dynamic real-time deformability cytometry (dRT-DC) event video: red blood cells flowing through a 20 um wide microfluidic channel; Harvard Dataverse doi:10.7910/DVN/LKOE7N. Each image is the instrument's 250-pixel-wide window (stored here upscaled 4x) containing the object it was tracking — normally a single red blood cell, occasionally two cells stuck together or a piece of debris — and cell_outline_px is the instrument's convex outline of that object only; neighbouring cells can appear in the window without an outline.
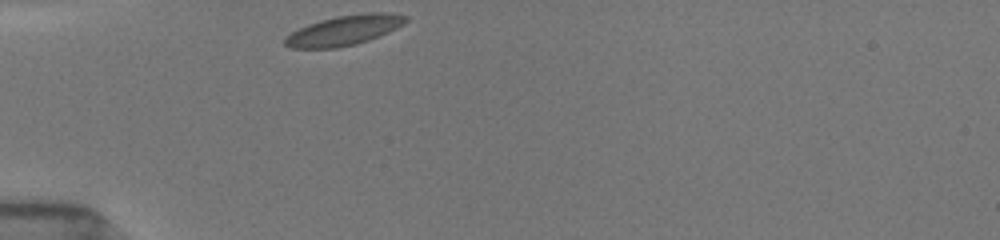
{"species": "common noctule bat (a hibernating species)", "species_latin": "Nyctalus noctula", "temperature_condition": "room temperature", "stored_images_in_passage": 30, "camera_frame_rate_fps": 3000, "um_per_image_px": 0.085, "animal": {"sex": "female", "body_mass_g": 19.5, "forearm_length_mm": 54.1}, "frame": {"image": 1, "passage_image": 1, "time_ms": 0.0, "image_size_px": [1000, 240], "cell_outline_px": [[408, 20], [404, 24], [380, 36], [356, 44], [336, 48], [292, 48], [284, 44], [284, 40], [292, 32], [308, 24], [320, 20], [336, 16], [364, 12], [388, 12], [408, 16]], "centroid_in_image_um": [29.3, 2.56], "position_along_channel_um": 55.7, "area_um2": 21.1}}
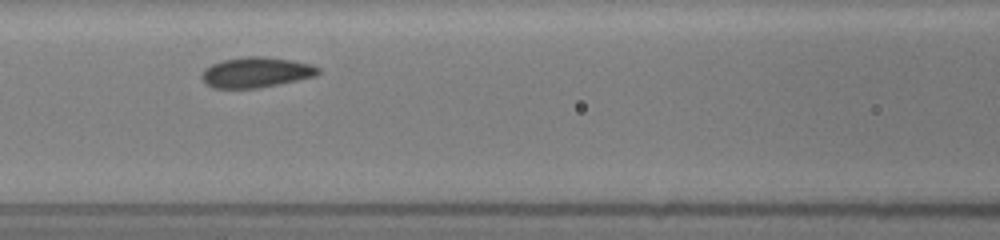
{"frame": {"image": 2, "passage_image": 9, "time_ms": 2.667, "image_size_px": [1000, 240], "cell_outline_px": [[320, 72], [316, 76], [280, 84], [260, 88], [212, 88], [204, 84], [200, 76], [204, 68], [220, 60], [240, 56], [264, 56], [292, 60], [312, 64], [320, 68]], "centroid_in_image_um": [21.74, 6.14], "position_along_channel_um": 144.9, "area_um2": 21.1}}
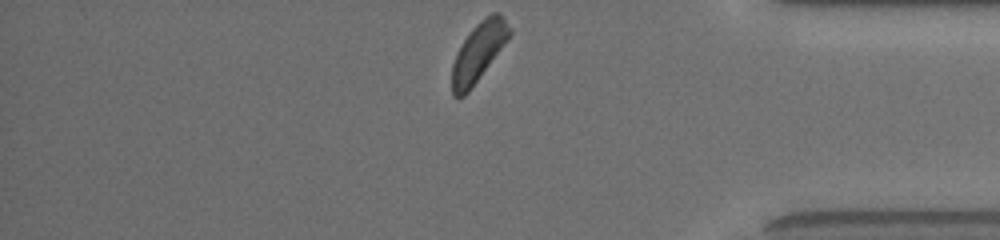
{"frame": {"image": 3, "passage_image": 30, "time_ms": 9.667, "image_size_px": [1000, 240], "cell_outline_px": [[512, 32], [468, 92], [464, 96], [452, 96], [452, 64], [464, 40], [472, 28], [484, 16], [492, 12], [500, 12], [504, 16], [512, 28]], "centroid_in_image_um": [40.68, 4.36], "position_along_channel_um": 394.5, "area_um2": 19.19}, "authors_computed_cell_mechanics": {"area_um2": 20.3167, "velocity_mm_per_s": 3.8398, "shape_relaxation_time_tau1_ms": 1.712, "shape_relaxation_time_tau2_ms": null, "deformation_change_tau1": 0.0745, "deformation_change_tau2": null}}